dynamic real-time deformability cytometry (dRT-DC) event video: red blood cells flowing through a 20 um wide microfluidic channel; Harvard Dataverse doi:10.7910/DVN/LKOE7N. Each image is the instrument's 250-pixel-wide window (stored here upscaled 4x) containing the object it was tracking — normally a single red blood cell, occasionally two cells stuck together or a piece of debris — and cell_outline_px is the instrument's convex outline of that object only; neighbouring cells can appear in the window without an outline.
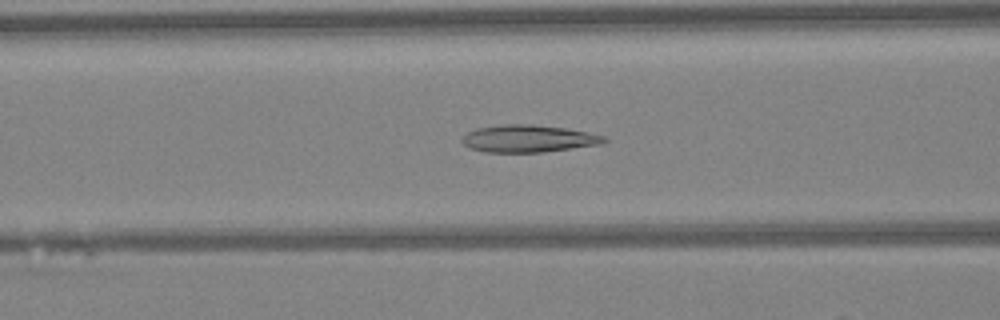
{"species": "Egyptian fruit bat (a non-hibernating species)", "species_latin": "Rousettus aegyptiacus", "temperature_condition": "warm", "stored_images_in_passage": 46, "camera_frame_rate_fps": 3000, "um_per_image_px": 0.085, "animal": {"sex": "female"}, "frame": {"image": 1, "passage_image": 18, "time_ms": 5.667, "image_size_px": [1000, 320], "cell_outline_px": [[608, 140], [604, 144], [544, 152], [484, 152], [472, 148], [464, 144], [460, 140], [468, 132], [476, 128], [500, 124], [532, 124], [564, 128], [604, 136]], "centroid_in_image_um": [44.91, 11.78], "position_along_channel_um": 121.7, "area_um2": 22.54}}
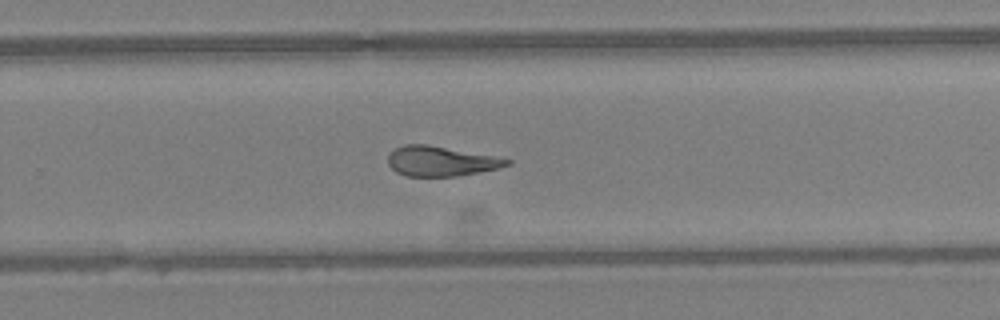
{"frame": {"image": 2, "passage_image": 30, "time_ms": 9.667, "image_size_px": [1000, 320], "cell_outline_px": [[512, 164], [500, 168], [456, 176], [404, 176], [396, 172], [388, 164], [388, 152], [404, 144], [428, 144], [492, 156], [512, 160]], "centroid_in_image_um": [37.44, 13.7], "position_along_channel_um": 292.4, "area_um2": 20.69}}
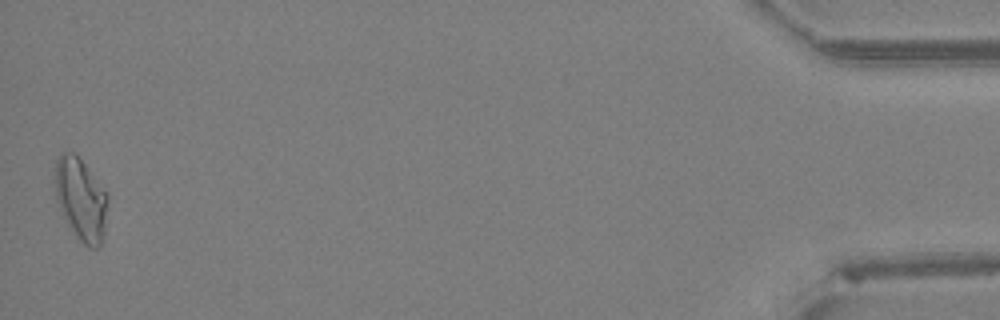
{"frame": {"image": 3, "passage_image": 46, "time_ms": 15.0, "image_size_px": [1000, 320], "cell_outline_px": [[108, 200], [104, 232], [100, 244], [96, 248], [88, 248], [80, 240], [68, 224], [56, 200], [56, 160], [64, 152], [72, 152], [84, 164], [108, 192]], "centroid_in_image_um": [6.91, 16.95], "position_along_channel_um": 428.3, "area_um2": 24.8}, "authors_computed_cell_mechanics": {"area_um2": 22.1663, "velocity_mm_per_s": 4.281, "shape_relaxation_time_tau1_ms": null, "shape_relaxation_time_tau2_ms": 3.0191, "deformation_change_tau1": null, "deformation_change_tau2": 0.1201}}